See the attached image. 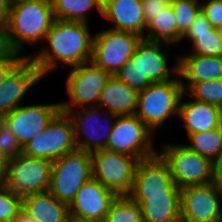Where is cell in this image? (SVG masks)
I'll list each match as a JSON object with an SVG mask.
<instances>
[{
    "instance_id": "15",
    "label": "cell",
    "mask_w": 222,
    "mask_h": 222,
    "mask_svg": "<svg viewBox=\"0 0 222 222\" xmlns=\"http://www.w3.org/2000/svg\"><path fill=\"white\" fill-rule=\"evenodd\" d=\"M181 194V189L174 183L167 163L157 153L140 160L128 196H166Z\"/></svg>"
},
{
    "instance_id": "2",
    "label": "cell",
    "mask_w": 222,
    "mask_h": 222,
    "mask_svg": "<svg viewBox=\"0 0 222 222\" xmlns=\"http://www.w3.org/2000/svg\"><path fill=\"white\" fill-rule=\"evenodd\" d=\"M54 20L51 0L11 4L5 27L13 50L21 54L25 44L44 41Z\"/></svg>"
},
{
    "instance_id": "46",
    "label": "cell",
    "mask_w": 222,
    "mask_h": 222,
    "mask_svg": "<svg viewBox=\"0 0 222 222\" xmlns=\"http://www.w3.org/2000/svg\"><path fill=\"white\" fill-rule=\"evenodd\" d=\"M27 1H41V0H10V3L16 4V3L27 2Z\"/></svg>"
},
{
    "instance_id": "42",
    "label": "cell",
    "mask_w": 222,
    "mask_h": 222,
    "mask_svg": "<svg viewBox=\"0 0 222 222\" xmlns=\"http://www.w3.org/2000/svg\"><path fill=\"white\" fill-rule=\"evenodd\" d=\"M8 163L9 159L0 150V183H3L5 179Z\"/></svg>"
},
{
    "instance_id": "4",
    "label": "cell",
    "mask_w": 222,
    "mask_h": 222,
    "mask_svg": "<svg viewBox=\"0 0 222 222\" xmlns=\"http://www.w3.org/2000/svg\"><path fill=\"white\" fill-rule=\"evenodd\" d=\"M91 178L90 152L75 150L53 161L49 192L70 205L82 184Z\"/></svg>"
},
{
    "instance_id": "24",
    "label": "cell",
    "mask_w": 222,
    "mask_h": 222,
    "mask_svg": "<svg viewBox=\"0 0 222 222\" xmlns=\"http://www.w3.org/2000/svg\"><path fill=\"white\" fill-rule=\"evenodd\" d=\"M22 210L36 222H69V205L59 201L49 191L22 198Z\"/></svg>"
},
{
    "instance_id": "26",
    "label": "cell",
    "mask_w": 222,
    "mask_h": 222,
    "mask_svg": "<svg viewBox=\"0 0 222 222\" xmlns=\"http://www.w3.org/2000/svg\"><path fill=\"white\" fill-rule=\"evenodd\" d=\"M54 17L63 21H81L88 23V12L98 10L102 14L101 7L96 0H51Z\"/></svg>"
},
{
    "instance_id": "32",
    "label": "cell",
    "mask_w": 222,
    "mask_h": 222,
    "mask_svg": "<svg viewBox=\"0 0 222 222\" xmlns=\"http://www.w3.org/2000/svg\"><path fill=\"white\" fill-rule=\"evenodd\" d=\"M22 211V198L0 183V222H11Z\"/></svg>"
},
{
    "instance_id": "9",
    "label": "cell",
    "mask_w": 222,
    "mask_h": 222,
    "mask_svg": "<svg viewBox=\"0 0 222 222\" xmlns=\"http://www.w3.org/2000/svg\"><path fill=\"white\" fill-rule=\"evenodd\" d=\"M111 74L91 61L71 67L66 79L69 101L60 102V109L67 113L80 107L97 106L99 96Z\"/></svg>"
},
{
    "instance_id": "10",
    "label": "cell",
    "mask_w": 222,
    "mask_h": 222,
    "mask_svg": "<svg viewBox=\"0 0 222 222\" xmlns=\"http://www.w3.org/2000/svg\"><path fill=\"white\" fill-rule=\"evenodd\" d=\"M143 37L110 28L96 32L93 38L91 62L114 75L135 53L137 44Z\"/></svg>"
},
{
    "instance_id": "19",
    "label": "cell",
    "mask_w": 222,
    "mask_h": 222,
    "mask_svg": "<svg viewBox=\"0 0 222 222\" xmlns=\"http://www.w3.org/2000/svg\"><path fill=\"white\" fill-rule=\"evenodd\" d=\"M101 15L114 23L110 29L145 35L147 25L142 0H112L102 8Z\"/></svg>"
},
{
    "instance_id": "17",
    "label": "cell",
    "mask_w": 222,
    "mask_h": 222,
    "mask_svg": "<svg viewBox=\"0 0 222 222\" xmlns=\"http://www.w3.org/2000/svg\"><path fill=\"white\" fill-rule=\"evenodd\" d=\"M117 197L118 195L113 190L91 178L82 184L70 203V218L101 222Z\"/></svg>"
},
{
    "instance_id": "49",
    "label": "cell",
    "mask_w": 222,
    "mask_h": 222,
    "mask_svg": "<svg viewBox=\"0 0 222 222\" xmlns=\"http://www.w3.org/2000/svg\"><path fill=\"white\" fill-rule=\"evenodd\" d=\"M217 30H218L219 36L222 40V26L218 27Z\"/></svg>"
},
{
    "instance_id": "23",
    "label": "cell",
    "mask_w": 222,
    "mask_h": 222,
    "mask_svg": "<svg viewBox=\"0 0 222 222\" xmlns=\"http://www.w3.org/2000/svg\"><path fill=\"white\" fill-rule=\"evenodd\" d=\"M129 197L138 204L144 222H181V194Z\"/></svg>"
},
{
    "instance_id": "22",
    "label": "cell",
    "mask_w": 222,
    "mask_h": 222,
    "mask_svg": "<svg viewBox=\"0 0 222 222\" xmlns=\"http://www.w3.org/2000/svg\"><path fill=\"white\" fill-rule=\"evenodd\" d=\"M139 92L111 75L102 89L97 107L105 109L116 116L136 113Z\"/></svg>"
},
{
    "instance_id": "30",
    "label": "cell",
    "mask_w": 222,
    "mask_h": 222,
    "mask_svg": "<svg viewBox=\"0 0 222 222\" xmlns=\"http://www.w3.org/2000/svg\"><path fill=\"white\" fill-rule=\"evenodd\" d=\"M185 93L190 95L192 99L222 108V78L196 82Z\"/></svg>"
},
{
    "instance_id": "48",
    "label": "cell",
    "mask_w": 222,
    "mask_h": 222,
    "mask_svg": "<svg viewBox=\"0 0 222 222\" xmlns=\"http://www.w3.org/2000/svg\"><path fill=\"white\" fill-rule=\"evenodd\" d=\"M69 222H97V221H82V220H77V219L70 218Z\"/></svg>"
},
{
    "instance_id": "7",
    "label": "cell",
    "mask_w": 222,
    "mask_h": 222,
    "mask_svg": "<svg viewBox=\"0 0 222 222\" xmlns=\"http://www.w3.org/2000/svg\"><path fill=\"white\" fill-rule=\"evenodd\" d=\"M92 178L118 196L128 195L132 188L139 159L131 155L101 149L90 152Z\"/></svg>"
},
{
    "instance_id": "35",
    "label": "cell",
    "mask_w": 222,
    "mask_h": 222,
    "mask_svg": "<svg viewBox=\"0 0 222 222\" xmlns=\"http://www.w3.org/2000/svg\"><path fill=\"white\" fill-rule=\"evenodd\" d=\"M201 11L213 28L222 26V0H207L201 3Z\"/></svg>"
},
{
    "instance_id": "11",
    "label": "cell",
    "mask_w": 222,
    "mask_h": 222,
    "mask_svg": "<svg viewBox=\"0 0 222 222\" xmlns=\"http://www.w3.org/2000/svg\"><path fill=\"white\" fill-rule=\"evenodd\" d=\"M77 110L67 112L73 122L77 150L93 152L106 149V143L117 116L97 106L80 107ZM102 115L106 117L105 120L104 118L102 120Z\"/></svg>"
},
{
    "instance_id": "45",
    "label": "cell",
    "mask_w": 222,
    "mask_h": 222,
    "mask_svg": "<svg viewBox=\"0 0 222 222\" xmlns=\"http://www.w3.org/2000/svg\"><path fill=\"white\" fill-rule=\"evenodd\" d=\"M112 0H96L97 4L102 8H104L108 3Z\"/></svg>"
},
{
    "instance_id": "47",
    "label": "cell",
    "mask_w": 222,
    "mask_h": 222,
    "mask_svg": "<svg viewBox=\"0 0 222 222\" xmlns=\"http://www.w3.org/2000/svg\"><path fill=\"white\" fill-rule=\"evenodd\" d=\"M219 128L221 129V132H222V108H220V123H219Z\"/></svg>"
},
{
    "instance_id": "12",
    "label": "cell",
    "mask_w": 222,
    "mask_h": 222,
    "mask_svg": "<svg viewBox=\"0 0 222 222\" xmlns=\"http://www.w3.org/2000/svg\"><path fill=\"white\" fill-rule=\"evenodd\" d=\"M77 150L73 122L67 113L60 111L47 128L30 140L23 148L26 156L52 162L64 154Z\"/></svg>"
},
{
    "instance_id": "41",
    "label": "cell",
    "mask_w": 222,
    "mask_h": 222,
    "mask_svg": "<svg viewBox=\"0 0 222 222\" xmlns=\"http://www.w3.org/2000/svg\"><path fill=\"white\" fill-rule=\"evenodd\" d=\"M213 177L222 175V149L218 152L216 157L211 161Z\"/></svg>"
},
{
    "instance_id": "40",
    "label": "cell",
    "mask_w": 222,
    "mask_h": 222,
    "mask_svg": "<svg viewBox=\"0 0 222 222\" xmlns=\"http://www.w3.org/2000/svg\"><path fill=\"white\" fill-rule=\"evenodd\" d=\"M10 8V0H0V26H6Z\"/></svg>"
},
{
    "instance_id": "37",
    "label": "cell",
    "mask_w": 222,
    "mask_h": 222,
    "mask_svg": "<svg viewBox=\"0 0 222 222\" xmlns=\"http://www.w3.org/2000/svg\"><path fill=\"white\" fill-rule=\"evenodd\" d=\"M212 29L213 27L207 17L200 10L188 31L182 36L181 41L184 39L189 40L195 33L210 32Z\"/></svg>"
},
{
    "instance_id": "31",
    "label": "cell",
    "mask_w": 222,
    "mask_h": 222,
    "mask_svg": "<svg viewBox=\"0 0 222 222\" xmlns=\"http://www.w3.org/2000/svg\"><path fill=\"white\" fill-rule=\"evenodd\" d=\"M189 40L192 44L189 54L222 56V40L217 28H213L210 32L195 33Z\"/></svg>"
},
{
    "instance_id": "38",
    "label": "cell",
    "mask_w": 222,
    "mask_h": 222,
    "mask_svg": "<svg viewBox=\"0 0 222 222\" xmlns=\"http://www.w3.org/2000/svg\"><path fill=\"white\" fill-rule=\"evenodd\" d=\"M25 57H28L27 54L21 56L20 53L14 52L9 58L0 60V85Z\"/></svg>"
},
{
    "instance_id": "14",
    "label": "cell",
    "mask_w": 222,
    "mask_h": 222,
    "mask_svg": "<svg viewBox=\"0 0 222 222\" xmlns=\"http://www.w3.org/2000/svg\"><path fill=\"white\" fill-rule=\"evenodd\" d=\"M221 199L214 181L181 189V222H221Z\"/></svg>"
},
{
    "instance_id": "44",
    "label": "cell",
    "mask_w": 222,
    "mask_h": 222,
    "mask_svg": "<svg viewBox=\"0 0 222 222\" xmlns=\"http://www.w3.org/2000/svg\"><path fill=\"white\" fill-rule=\"evenodd\" d=\"M214 182L217 186L220 197L222 198V175H219L218 177H214Z\"/></svg>"
},
{
    "instance_id": "21",
    "label": "cell",
    "mask_w": 222,
    "mask_h": 222,
    "mask_svg": "<svg viewBox=\"0 0 222 222\" xmlns=\"http://www.w3.org/2000/svg\"><path fill=\"white\" fill-rule=\"evenodd\" d=\"M184 92L179 106V118L187 135L219 128L220 108L218 106L192 99L183 102Z\"/></svg>"
},
{
    "instance_id": "29",
    "label": "cell",
    "mask_w": 222,
    "mask_h": 222,
    "mask_svg": "<svg viewBox=\"0 0 222 222\" xmlns=\"http://www.w3.org/2000/svg\"><path fill=\"white\" fill-rule=\"evenodd\" d=\"M170 5L174 11L177 23V43L188 31L195 20L196 15L201 10L200 0H170Z\"/></svg>"
},
{
    "instance_id": "43",
    "label": "cell",
    "mask_w": 222,
    "mask_h": 222,
    "mask_svg": "<svg viewBox=\"0 0 222 222\" xmlns=\"http://www.w3.org/2000/svg\"><path fill=\"white\" fill-rule=\"evenodd\" d=\"M11 222H36V221L22 210L19 213V215L16 218H14Z\"/></svg>"
},
{
    "instance_id": "20",
    "label": "cell",
    "mask_w": 222,
    "mask_h": 222,
    "mask_svg": "<svg viewBox=\"0 0 222 222\" xmlns=\"http://www.w3.org/2000/svg\"><path fill=\"white\" fill-rule=\"evenodd\" d=\"M178 75L184 92L196 82L221 79L222 56L178 55Z\"/></svg>"
},
{
    "instance_id": "5",
    "label": "cell",
    "mask_w": 222,
    "mask_h": 222,
    "mask_svg": "<svg viewBox=\"0 0 222 222\" xmlns=\"http://www.w3.org/2000/svg\"><path fill=\"white\" fill-rule=\"evenodd\" d=\"M158 154L167 163L174 183L180 188L214 181L211 161L190 150L185 144L167 143Z\"/></svg>"
},
{
    "instance_id": "3",
    "label": "cell",
    "mask_w": 222,
    "mask_h": 222,
    "mask_svg": "<svg viewBox=\"0 0 222 222\" xmlns=\"http://www.w3.org/2000/svg\"><path fill=\"white\" fill-rule=\"evenodd\" d=\"M183 93L179 75L173 80L151 83L139 92L135 115L155 133L168 118L179 116Z\"/></svg>"
},
{
    "instance_id": "13",
    "label": "cell",
    "mask_w": 222,
    "mask_h": 222,
    "mask_svg": "<svg viewBox=\"0 0 222 222\" xmlns=\"http://www.w3.org/2000/svg\"><path fill=\"white\" fill-rule=\"evenodd\" d=\"M60 111V102L20 105L0 120L14 133L23 148L43 132Z\"/></svg>"
},
{
    "instance_id": "6",
    "label": "cell",
    "mask_w": 222,
    "mask_h": 222,
    "mask_svg": "<svg viewBox=\"0 0 222 222\" xmlns=\"http://www.w3.org/2000/svg\"><path fill=\"white\" fill-rule=\"evenodd\" d=\"M153 133L135 114L117 116L106 150L131 155L139 160L150 158L158 153L154 149Z\"/></svg>"
},
{
    "instance_id": "33",
    "label": "cell",
    "mask_w": 222,
    "mask_h": 222,
    "mask_svg": "<svg viewBox=\"0 0 222 222\" xmlns=\"http://www.w3.org/2000/svg\"><path fill=\"white\" fill-rule=\"evenodd\" d=\"M121 82L140 92L139 56L135 52L115 74Z\"/></svg>"
},
{
    "instance_id": "34",
    "label": "cell",
    "mask_w": 222,
    "mask_h": 222,
    "mask_svg": "<svg viewBox=\"0 0 222 222\" xmlns=\"http://www.w3.org/2000/svg\"><path fill=\"white\" fill-rule=\"evenodd\" d=\"M0 150L8 158L22 154V146L18 143L14 133L0 120Z\"/></svg>"
},
{
    "instance_id": "25",
    "label": "cell",
    "mask_w": 222,
    "mask_h": 222,
    "mask_svg": "<svg viewBox=\"0 0 222 222\" xmlns=\"http://www.w3.org/2000/svg\"><path fill=\"white\" fill-rule=\"evenodd\" d=\"M143 38L152 41H163L171 45L177 44V23L171 5L159 12L147 24Z\"/></svg>"
},
{
    "instance_id": "27",
    "label": "cell",
    "mask_w": 222,
    "mask_h": 222,
    "mask_svg": "<svg viewBox=\"0 0 222 222\" xmlns=\"http://www.w3.org/2000/svg\"><path fill=\"white\" fill-rule=\"evenodd\" d=\"M187 136L190 144H186V146L210 161L222 149V132L220 128L188 134Z\"/></svg>"
},
{
    "instance_id": "36",
    "label": "cell",
    "mask_w": 222,
    "mask_h": 222,
    "mask_svg": "<svg viewBox=\"0 0 222 222\" xmlns=\"http://www.w3.org/2000/svg\"><path fill=\"white\" fill-rule=\"evenodd\" d=\"M142 4L145 24L147 25L159 12L170 5V0H142Z\"/></svg>"
},
{
    "instance_id": "16",
    "label": "cell",
    "mask_w": 222,
    "mask_h": 222,
    "mask_svg": "<svg viewBox=\"0 0 222 222\" xmlns=\"http://www.w3.org/2000/svg\"><path fill=\"white\" fill-rule=\"evenodd\" d=\"M168 45L170 46L171 44L144 38L137 44L135 52L139 56L140 91H143L151 83L173 80L178 76V56L176 58L177 63L173 64L174 66H172L171 70L167 66L168 54L166 46Z\"/></svg>"
},
{
    "instance_id": "1",
    "label": "cell",
    "mask_w": 222,
    "mask_h": 222,
    "mask_svg": "<svg viewBox=\"0 0 222 222\" xmlns=\"http://www.w3.org/2000/svg\"><path fill=\"white\" fill-rule=\"evenodd\" d=\"M88 26L87 22L54 20L44 40L49 47L28 56L43 78L59 63L73 67L91 61L94 35Z\"/></svg>"
},
{
    "instance_id": "8",
    "label": "cell",
    "mask_w": 222,
    "mask_h": 222,
    "mask_svg": "<svg viewBox=\"0 0 222 222\" xmlns=\"http://www.w3.org/2000/svg\"><path fill=\"white\" fill-rule=\"evenodd\" d=\"M53 162L23 153L9 159L3 185L21 198L49 191Z\"/></svg>"
},
{
    "instance_id": "28",
    "label": "cell",
    "mask_w": 222,
    "mask_h": 222,
    "mask_svg": "<svg viewBox=\"0 0 222 222\" xmlns=\"http://www.w3.org/2000/svg\"><path fill=\"white\" fill-rule=\"evenodd\" d=\"M101 222H144L141 210L128 195L118 196Z\"/></svg>"
},
{
    "instance_id": "18",
    "label": "cell",
    "mask_w": 222,
    "mask_h": 222,
    "mask_svg": "<svg viewBox=\"0 0 222 222\" xmlns=\"http://www.w3.org/2000/svg\"><path fill=\"white\" fill-rule=\"evenodd\" d=\"M42 79L38 67L25 57L0 85V119L22 105L23 97Z\"/></svg>"
},
{
    "instance_id": "39",
    "label": "cell",
    "mask_w": 222,
    "mask_h": 222,
    "mask_svg": "<svg viewBox=\"0 0 222 222\" xmlns=\"http://www.w3.org/2000/svg\"><path fill=\"white\" fill-rule=\"evenodd\" d=\"M15 51L13 50L5 26H0V60L9 58Z\"/></svg>"
}]
</instances>
